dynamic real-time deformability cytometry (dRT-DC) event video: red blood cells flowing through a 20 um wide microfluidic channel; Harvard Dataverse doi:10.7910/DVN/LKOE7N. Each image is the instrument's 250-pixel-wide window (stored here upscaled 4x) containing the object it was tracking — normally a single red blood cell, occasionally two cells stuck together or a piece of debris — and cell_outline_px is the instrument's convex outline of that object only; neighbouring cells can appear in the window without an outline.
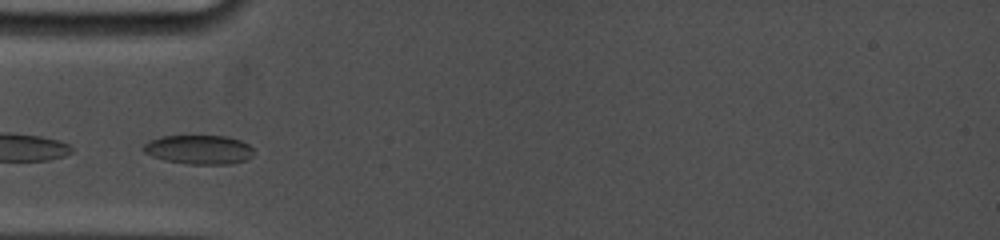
{"species": "common noctule bat (a hibernating species)", "species_latin": "Nyctalus noctula", "temperature_condition": "cold", "stored_images_in_passage": 11, "camera_frame_rate_fps": 5000, "um_per_image_px": 0.085, "animal": {"sex": "female", "body_mass_g": 19.0, "forearm_length_mm": 53.3}, "frame": {"image": 1, "passage_image": 1, "time_ms": 0.0, "image_size_px": [1000, 240], "cell_outline_px": [[252, 156], [244, 160], [228, 164], [188, 164], [164, 160], [152, 156], [144, 152], [144, 144], [148, 140], [164, 136], [224, 136], [240, 140], [248, 144], [252, 148]], "centroid_in_image_um": [16.89, 12.71], "position_along_channel_um": 68.1, "area_um2": 18.55}}
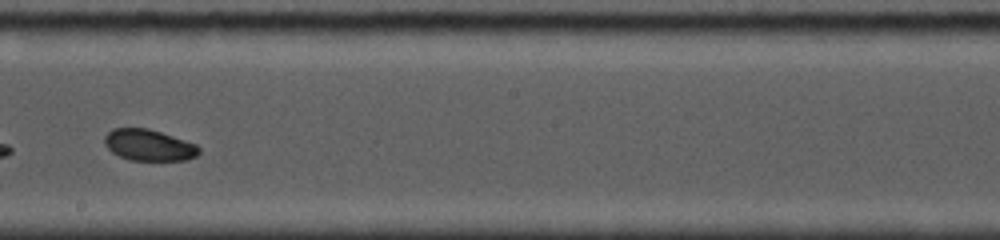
{"frame": {"image": 2, "passage_image": 5, "time_ms": 4.4, "image_size_px": [1000, 240], "cell_outline_px": [[200, 152], [196, 156], [184, 160], [128, 160], [112, 152], [104, 144], [104, 136], [112, 128], [148, 128], [196, 144], [200, 148]], "centroid_in_image_um": [12.63, 12.33], "position_along_channel_um": 235.6, "area_um2": 17.17}}
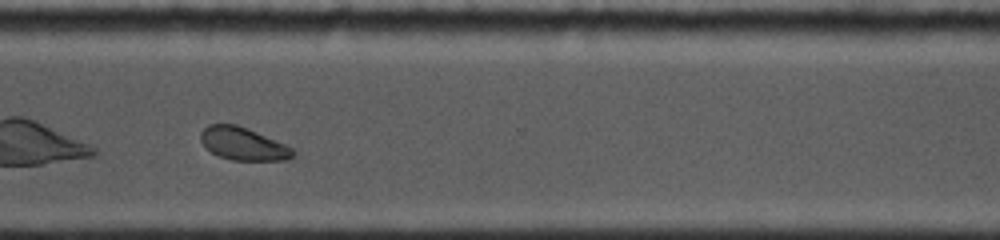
{"frame": {"image": 3, "passage_image": 8, "time_ms": 7.4, "image_size_px": [1000, 240], "cell_outline_px": [[292, 156], [288, 160], [232, 160], [220, 156], [212, 152], [200, 140], [200, 132], [208, 124], [236, 124], [248, 128], [284, 144], [292, 148]], "centroid_in_image_um": [20.63, 12.21], "position_along_channel_um": 350.0, "area_um2": 17.34}}